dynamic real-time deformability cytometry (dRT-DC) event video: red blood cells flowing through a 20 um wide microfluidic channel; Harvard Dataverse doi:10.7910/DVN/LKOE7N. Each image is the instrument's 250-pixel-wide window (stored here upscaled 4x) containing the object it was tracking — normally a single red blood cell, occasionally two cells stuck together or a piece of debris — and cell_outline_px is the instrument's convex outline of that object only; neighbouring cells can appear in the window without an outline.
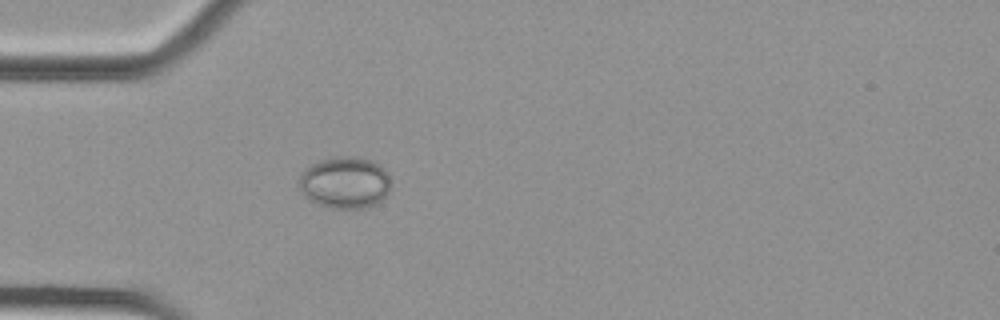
{"species": "Egyptian fruit bat (a non-hibernating species)", "species_latin": "Rousettus aegyptiacus", "temperature_condition": "cold", "stored_images_in_passage": 39, "camera_frame_rate_fps": 3000, "um_per_image_px": 0.085, "animal": {"sex": "female"}, "frame": {"image": 1, "passage_image": 1, "time_ms": 0.0, "image_size_px": [1000, 320], "cell_outline_px": [[388, 192], [376, 204], [364, 208], [332, 208], [308, 200], [300, 192], [300, 176], [312, 164], [320, 160], [336, 156], [356, 156], [372, 160], [380, 164], [388, 172]], "centroid_in_image_um": [29.32, 15.51], "position_along_channel_um": 55.7, "area_um2": 27.57}}
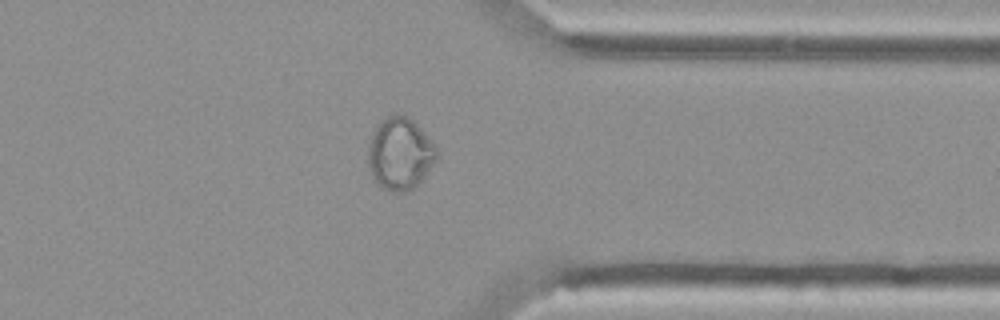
{"frame": {"image": 2, "passage_image": 28, "time_ms": 9.0, "image_size_px": [1000, 320], "cell_outline_px": [[436, 160], [424, 176], [408, 192], [392, 192], [384, 188], [372, 176], [368, 164], [368, 144], [376, 124], [380, 120], [388, 116], [400, 112], [408, 116], [424, 132], [436, 148]], "centroid_in_image_um": [33.97, 13.03], "position_along_channel_um": 377.4, "area_um2": 28.67}}